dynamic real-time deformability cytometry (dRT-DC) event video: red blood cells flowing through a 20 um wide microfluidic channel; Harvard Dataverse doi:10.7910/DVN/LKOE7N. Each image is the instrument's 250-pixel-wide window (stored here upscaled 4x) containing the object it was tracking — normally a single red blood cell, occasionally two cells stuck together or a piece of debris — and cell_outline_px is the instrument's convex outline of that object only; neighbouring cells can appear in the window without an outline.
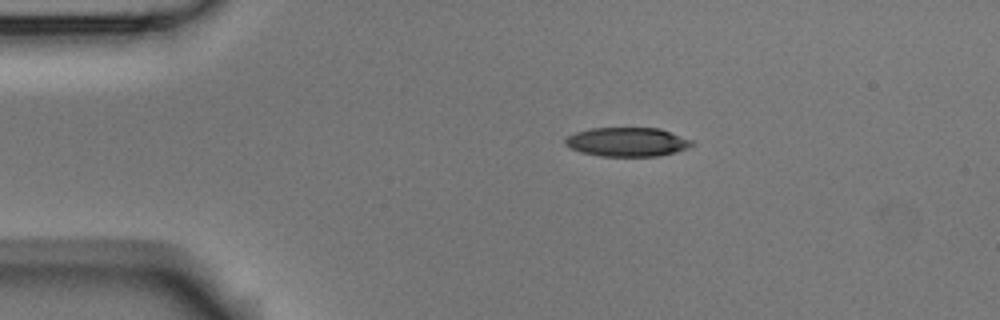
{"species": "Egyptian fruit bat (a non-hibernating species)", "species_latin": "Rousettus aegyptiacus", "temperature_condition": "room temperature", "stored_images_in_passage": 3, "camera_frame_rate_fps": 3000, "um_per_image_px": 0.085, "animal": {"sex": "male"}, "frame": {"image": 1, "passage_image": 1, "time_ms": 0.0, "image_size_px": [1000, 320], "cell_outline_px": [[696, 144], [688, 148], [676, 152], [660, 156], [600, 156], [580, 152], [564, 144], [564, 140], [568, 136], [576, 132], [588, 128], [660, 128], [692, 140]], "centroid_in_image_um": [53.33, 12.07], "position_along_channel_um": 31.7, "area_um2": 21.56}}
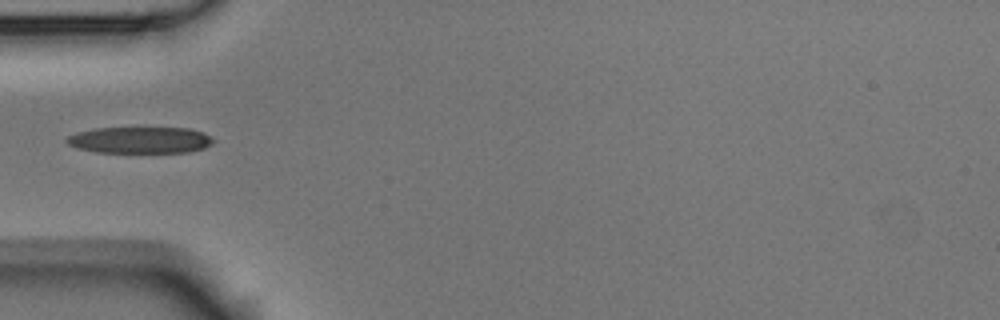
{"frame": {"image": 2, "passage_image": 3, "time_ms": 0.667, "image_size_px": [1000, 320], "cell_outline_px": [[216, 140], [212, 144], [204, 148], [188, 152], [96, 152], [76, 148], [68, 144], [64, 140], [68, 136], [76, 132], [96, 128], [188, 128], [204, 132]], "centroid_in_image_um": [11.91, 11.9], "position_along_channel_um": 73.1, "area_um2": 22.72}}